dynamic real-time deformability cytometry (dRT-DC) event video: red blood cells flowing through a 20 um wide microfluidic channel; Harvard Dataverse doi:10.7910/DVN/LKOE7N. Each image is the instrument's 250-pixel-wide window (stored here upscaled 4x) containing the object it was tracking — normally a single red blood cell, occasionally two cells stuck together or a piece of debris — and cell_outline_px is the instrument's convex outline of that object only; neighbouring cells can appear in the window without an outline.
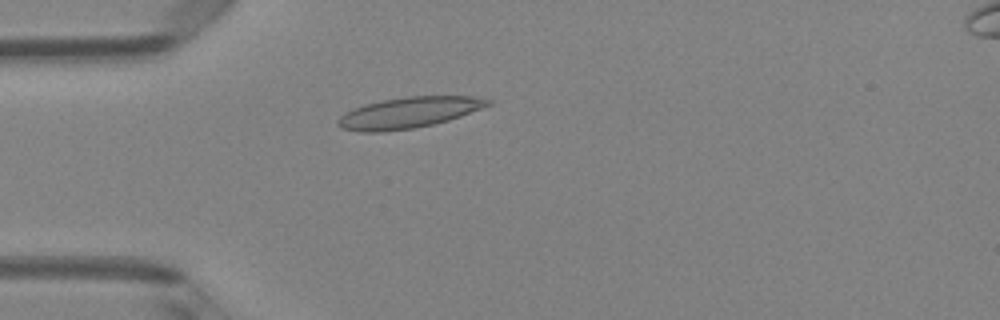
{"species": "Egyptian fruit bat (a non-hibernating species)", "species_latin": "Rousettus aegyptiacus", "temperature_condition": "room temperature", "stored_images_in_passage": 2, "camera_frame_rate_fps": 3000, "um_per_image_px": 0.085, "animal": {"sex": "female"}, "frame": {"image": 1, "passage_image": 2, "time_ms": 0.333, "image_size_px": [1000, 320], "cell_outline_px": [[492, 104], [460, 116], [448, 120], [432, 124], [412, 128], [384, 132], [360, 132], [340, 128], [336, 124], [336, 120], [344, 112], [352, 108], [364, 104], [384, 100], [408, 96], [472, 96], [492, 100]], "centroid_in_image_um": [34.68, 9.57], "position_along_channel_um": 50.3, "area_um2": 27.05}}